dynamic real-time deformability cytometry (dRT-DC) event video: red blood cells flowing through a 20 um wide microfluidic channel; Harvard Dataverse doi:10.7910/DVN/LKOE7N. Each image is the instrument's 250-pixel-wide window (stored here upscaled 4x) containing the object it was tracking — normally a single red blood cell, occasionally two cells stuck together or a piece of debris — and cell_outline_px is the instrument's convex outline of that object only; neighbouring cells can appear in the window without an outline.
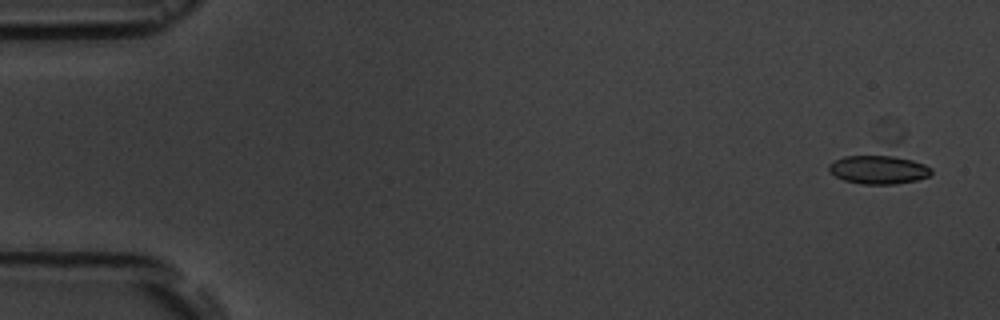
{"species": "common noctule bat (a hibernating species)", "species_latin": "Nyctalus noctula", "temperature_condition": "room temperature", "stored_images_in_passage": 6, "camera_frame_rate_fps": 3000, "um_per_image_px": 0.085, "animal": {"sex": "male", "body_mass_g": 19.5, "forearm_length_mm": 54.6}, "frame": {"image": 1, "passage_image": 2, "time_ms": 1.0, "image_size_px": [1000, 320], "cell_outline_px": [[932, 176], [916, 180], [896, 184], [864, 184], [844, 180], [836, 176], [828, 168], [828, 164], [832, 160], [844, 156], [888, 152], [892, 152], [924, 164], [932, 168]], "centroid_in_image_um": [74.71, 14.35], "position_along_channel_um": 10.3, "area_um2": 18.09}}
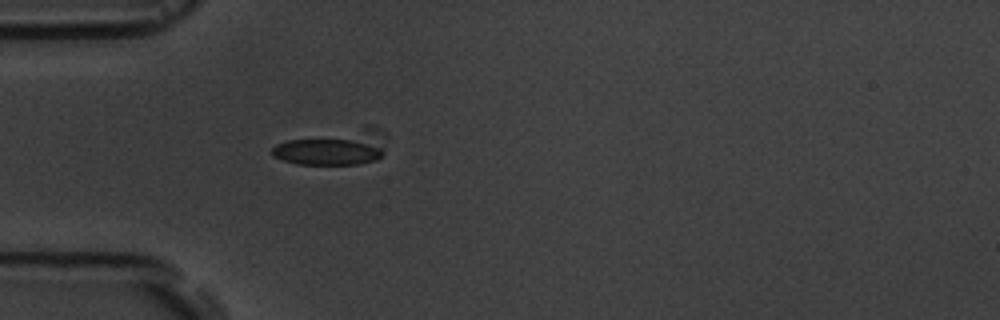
{"frame": {"image": 2, "passage_image": 6, "time_ms": 5.667, "image_size_px": [1000, 320], "cell_outline_px": [[384, 152], [376, 160], [360, 164], [296, 164], [272, 156], [272, 148], [276, 144], [288, 140], [356, 136], [360, 136], [380, 144]], "centroid_in_image_um": [27.93, 12.82], "position_along_channel_um": 57.1, "area_um2": 18.55}}